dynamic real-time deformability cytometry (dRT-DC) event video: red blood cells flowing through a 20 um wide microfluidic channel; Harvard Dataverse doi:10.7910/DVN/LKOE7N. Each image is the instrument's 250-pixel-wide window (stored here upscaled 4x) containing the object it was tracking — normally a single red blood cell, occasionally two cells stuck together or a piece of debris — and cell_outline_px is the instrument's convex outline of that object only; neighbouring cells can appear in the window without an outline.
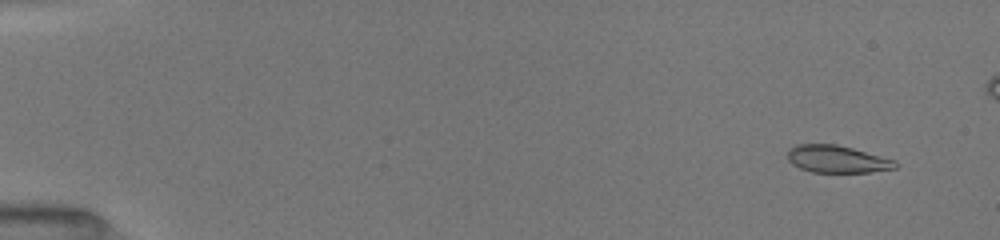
{"species": "common noctule bat (a hibernating species)", "species_latin": "Nyctalus noctula", "temperature_condition": "room temperature", "stored_images_in_passage": 11, "camera_frame_rate_fps": 3000, "um_per_image_px": 0.085, "animal": {"sex": "female", "body_mass_g": 19.5, "forearm_length_mm": 54.1}, "frame": {"image": 1, "passage_image": 4, "time_ms": 1.0, "image_size_px": [1000, 240], "cell_outline_px": [[900, 164], [896, 168], [868, 172], [812, 172], [800, 168], [792, 164], [788, 160], [788, 148], [796, 144], [836, 144], [852, 148], [896, 160]], "centroid_in_image_um": [71.15, 13.52], "position_along_channel_um": 13.8, "area_um2": 17.22}}
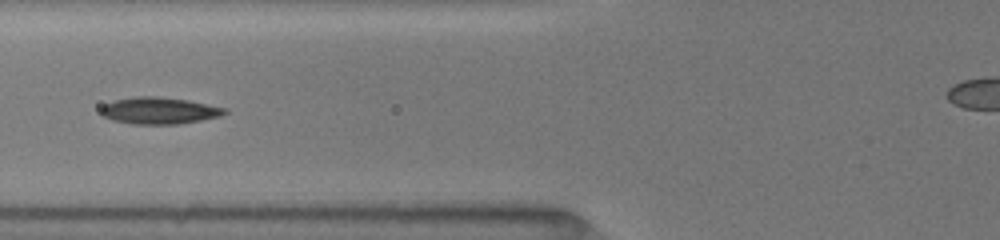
{"frame": {"image": 2, "passage_image": 11, "time_ms": 7.0, "image_size_px": [1000, 240], "cell_outline_px": [[228, 112], [220, 116], [180, 124], [132, 124], [112, 120], [100, 116], [100, 108], [104, 104], [116, 100], [136, 96], [156, 96], [188, 100], [228, 108]], "centroid_in_image_um": [13.51, 9.4], "position_along_channel_um": 112.3, "area_um2": 19.48}}